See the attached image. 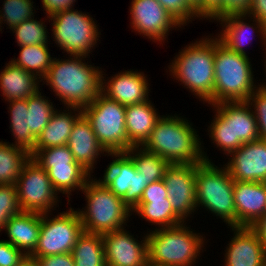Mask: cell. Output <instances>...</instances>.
<instances>
[{
	"label": "cell",
	"mask_w": 266,
	"mask_h": 266,
	"mask_svg": "<svg viewBox=\"0 0 266 266\" xmlns=\"http://www.w3.org/2000/svg\"><path fill=\"white\" fill-rule=\"evenodd\" d=\"M70 60L54 58L43 80L67 107L83 109L101 92L99 67L88 65L86 56L69 55Z\"/></svg>",
	"instance_id": "6da1fadb"
},
{
	"label": "cell",
	"mask_w": 266,
	"mask_h": 266,
	"mask_svg": "<svg viewBox=\"0 0 266 266\" xmlns=\"http://www.w3.org/2000/svg\"><path fill=\"white\" fill-rule=\"evenodd\" d=\"M187 119L163 116L157 122L149 138L142 145L170 164H197L210 162L202 151L201 142Z\"/></svg>",
	"instance_id": "7a4b0ae2"
},
{
	"label": "cell",
	"mask_w": 266,
	"mask_h": 266,
	"mask_svg": "<svg viewBox=\"0 0 266 266\" xmlns=\"http://www.w3.org/2000/svg\"><path fill=\"white\" fill-rule=\"evenodd\" d=\"M214 93L206 102L247 101L257 88L248 56L231 51L214 39Z\"/></svg>",
	"instance_id": "3957f363"
},
{
	"label": "cell",
	"mask_w": 266,
	"mask_h": 266,
	"mask_svg": "<svg viewBox=\"0 0 266 266\" xmlns=\"http://www.w3.org/2000/svg\"><path fill=\"white\" fill-rule=\"evenodd\" d=\"M169 66L178 82L207 102L214 93V39L203 38L184 47Z\"/></svg>",
	"instance_id": "277c9868"
},
{
	"label": "cell",
	"mask_w": 266,
	"mask_h": 266,
	"mask_svg": "<svg viewBox=\"0 0 266 266\" xmlns=\"http://www.w3.org/2000/svg\"><path fill=\"white\" fill-rule=\"evenodd\" d=\"M211 106L216 108L217 114L209 127V136L225 154L230 156L243 144L259 139L256 118L246 101L220 102Z\"/></svg>",
	"instance_id": "5b68a950"
},
{
	"label": "cell",
	"mask_w": 266,
	"mask_h": 266,
	"mask_svg": "<svg viewBox=\"0 0 266 266\" xmlns=\"http://www.w3.org/2000/svg\"><path fill=\"white\" fill-rule=\"evenodd\" d=\"M82 191L86 196L87 209L77 211L85 232L105 234L124 228L132 211L122 198L115 196L100 179L90 177Z\"/></svg>",
	"instance_id": "8992f818"
},
{
	"label": "cell",
	"mask_w": 266,
	"mask_h": 266,
	"mask_svg": "<svg viewBox=\"0 0 266 266\" xmlns=\"http://www.w3.org/2000/svg\"><path fill=\"white\" fill-rule=\"evenodd\" d=\"M185 226L181 223L147 233L148 261L164 266H192L204 240Z\"/></svg>",
	"instance_id": "52a82bcc"
},
{
	"label": "cell",
	"mask_w": 266,
	"mask_h": 266,
	"mask_svg": "<svg viewBox=\"0 0 266 266\" xmlns=\"http://www.w3.org/2000/svg\"><path fill=\"white\" fill-rule=\"evenodd\" d=\"M214 166L211 161L196 164V205L204 206L231 228L237 227L234 180L226 166Z\"/></svg>",
	"instance_id": "ba28073f"
},
{
	"label": "cell",
	"mask_w": 266,
	"mask_h": 266,
	"mask_svg": "<svg viewBox=\"0 0 266 266\" xmlns=\"http://www.w3.org/2000/svg\"><path fill=\"white\" fill-rule=\"evenodd\" d=\"M82 112L91 122L98 142L107 152H126L133 147L126 133L125 105L100 92Z\"/></svg>",
	"instance_id": "9c48e42d"
},
{
	"label": "cell",
	"mask_w": 266,
	"mask_h": 266,
	"mask_svg": "<svg viewBox=\"0 0 266 266\" xmlns=\"http://www.w3.org/2000/svg\"><path fill=\"white\" fill-rule=\"evenodd\" d=\"M73 10L66 9L49 16L53 20V38L68 54L87 57L99 40L100 32L89 14Z\"/></svg>",
	"instance_id": "30bf717a"
},
{
	"label": "cell",
	"mask_w": 266,
	"mask_h": 266,
	"mask_svg": "<svg viewBox=\"0 0 266 266\" xmlns=\"http://www.w3.org/2000/svg\"><path fill=\"white\" fill-rule=\"evenodd\" d=\"M54 217L48 219L47 214H41L38 244L30 257H43L72 252L78 237L84 231L78 211L70 207L68 212H62Z\"/></svg>",
	"instance_id": "8fae6325"
},
{
	"label": "cell",
	"mask_w": 266,
	"mask_h": 266,
	"mask_svg": "<svg viewBox=\"0 0 266 266\" xmlns=\"http://www.w3.org/2000/svg\"><path fill=\"white\" fill-rule=\"evenodd\" d=\"M16 187L22 211L48 214L58 202L47 171L32 158L24 165Z\"/></svg>",
	"instance_id": "7c38bea8"
},
{
	"label": "cell",
	"mask_w": 266,
	"mask_h": 266,
	"mask_svg": "<svg viewBox=\"0 0 266 266\" xmlns=\"http://www.w3.org/2000/svg\"><path fill=\"white\" fill-rule=\"evenodd\" d=\"M114 159L100 180L115 196L132 211L139 203L143 190L148 183L137 173L131 157L126 152H108Z\"/></svg>",
	"instance_id": "4fadbf2b"
},
{
	"label": "cell",
	"mask_w": 266,
	"mask_h": 266,
	"mask_svg": "<svg viewBox=\"0 0 266 266\" xmlns=\"http://www.w3.org/2000/svg\"><path fill=\"white\" fill-rule=\"evenodd\" d=\"M173 212L183 221L197 209L196 164H170L164 173Z\"/></svg>",
	"instance_id": "5bb4252c"
},
{
	"label": "cell",
	"mask_w": 266,
	"mask_h": 266,
	"mask_svg": "<svg viewBox=\"0 0 266 266\" xmlns=\"http://www.w3.org/2000/svg\"><path fill=\"white\" fill-rule=\"evenodd\" d=\"M130 15L135 32L161 43L171 28L182 25L157 0H132Z\"/></svg>",
	"instance_id": "9a60e30c"
},
{
	"label": "cell",
	"mask_w": 266,
	"mask_h": 266,
	"mask_svg": "<svg viewBox=\"0 0 266 266\" xmlns=\"http://www.w3.org/2000/svg\"><path fill=\"white\" fill-rule=\"evenodd\" d=\"M102 237L106 266H145L148 261L146 236L139 243L122 228L102 234Z\"/></svg>",
	"instance_id": "2e32d148"
},
{
	"label": "cell",
	"mask_w": 266,
	"mask_h": 266,
	"mask_svg": "<svg viewBox=\"0 0 266 266\" xmlns=\"http://www.w3.org/2000/svg\"><path fill=\"white\" fill-rule=\"evenodd\" d=\"M226 165L234 181L266 182V140L243 144Z\"/></svg>",
	"instance_id": "e0dca14e"
},
{
	"label": "cell",
	"mask_w": 266,
	"mask_h": 266,
	"mask_svg": "<svg viewBox=\"0 0 266 266\" xmlns=\"http://www.w3.org/2000/svg\"><path fill=\"white\" fill-rule=\"evenodd\" d=\"M103 75L101 73V93L109 99L125 106L149 100V84L143 72L136 70L120 72L108 79L107 83Z\"/></svg>",
	"instance_id": "ac0fdd59"
},
{
	"label": "cell",
	"mask_w": 266,
	"mask_h": 266,
	"mask_svg": "<svg viewBox=\"0 0 266 266\" xmlns=\"http://www.w3.org/2000/svg\"><path fill=\"white\" fill-rule=\"evenodd\" d=\"M237 227H251L266 213V182L234 181Z\"/></svg>",
	"instance_id": "d6986e66"
},
{
	"label": "cell",
	"mask_w": 266,
	"mask_h": 266,
	"mask_svg": "<svg viewBox=\"0 0 266 266\" xmlns=\"http://www.w3.org/2000/svg\"><path fill=\"white\" fill-rule=\"evenodd\" d=\"M234 237L227 246L225 266H266V248L250 227H232Z\"/></svg>",
	"instance_id": "ffe728a7"
},
{
	"label": "cell",
	"mask_w": 266,
	"mask_h": 266,
	"mask_svg": "<svg viewBox=\"0 0 266 266\" xmlns=\"http://www.w3.org/2000/svg\"><path fill=\"white\" fill-rule=\"evenodd\" d=\"M67 146L73 154L75 161L90 174L98 156L103 152L108 153L98 142L91 122L84 114L73 125Z\"/></svg>",
	"instance_id": "44dd1931"
},
{
	"label": "cell",
	"mask_w": 266,
	"mask_h": 266,
	"mask_svg": "<svg viewBox=\"0 0 266 266\" xmlns=\"http://www.w3.org/2000/svg\"><path fill=\"white\" fill-rule=\"evenodd\" d=\"M41 227V214L22 211L10 218L5 231L10 242L26 256L36 249Z\"/></svg>",
	"instance_id": "7402d4cb"
},
{
	"label": "cell",
	"mask_w": 266,
	"mask_h": 266,
	"mask_svg": "<svg viewBox=\"0 0 266 266\" xmlns=\"http://www.w3.org/2000/svg\"><path fill=\"white\" fill-rule=\"evenodd\" d=\"M247 14H234V15H229L226 17H223L221 19H218L219 22L221 21L220 24L223 23V30L222 33L220 32V34L217 36L219 41L221 43H223L227 48H229L231 51H234L238 54H243L247 56L246 51L244 50L245 48H243L245 45V43L251 39V36L254 35L252 34L253 31H257L258 28V32H260L262 35L261 38L262 41L264 39V45L266 46V25L263 24L262 22L258 21L257 19H253V22L255 21V27L246 24V22H244L243 20L247 19ZM245 17V18H244ZM243 19V20H242ZM225 28V29H224ZM255 28V30H254ZM251 30H253L251 32ZM251 35H249L248 33ZM248 41V43H249ZM247 43V44H248Z\"/></svg>",
	"instance_id": "603a6c76"
},
{
	"label": "cell",
	"mask_w": 266,
	"mask_h": 266,
	"mask_svg": "<svg viewBox=\"0 0 266 266\" xmlns=\"http://www.w3.org/2000/svg\"><path fill=\"white\" fill-rule=\"evenodd\" d=\"M160 118L150 100L126 106L125 125L129 142L133 146H142Z\"/></svg>",
	"instance_id": "cb8c5ba5"
},
{
	"label": "cell",
	"mask_w": 266,
	"mask_h": 266,
	"mask_svg": "<svg viewBox=\"0 0 266 266\" xmlns=\"http://www.w3.org/2000/svg\"><path fill=\"white\" fill-rule=\"evenodd\" d=\"M67 111L60 112L56 110L48 124L36 139L34 149H46L49 147L67 145L70 133L76 120L83 114L82 109L77 107H67ZM80 110V111H79ZM77 111L78 114H75ZM74 113L75 115H72Z\"/></svg>",
	"instance_id": "d4e9b609"
},
{
	"label": "cell",
	"mask_w": 266,
	"mask_h": 266,
	"mask_svg": "<svg viewBox=\"0 0 266 266\" xmlns=\"http://www.w3.org/2000/svg\"><path fill=\"white\" fill-rule=\"evenodd\" d=\"M38 79L10 61L0 72V89L8 102L27 99L39 90Z\"/></svg>",
	"instance_id": "484cf974"
},
{
	"label": "cell",
	"mask_w": 266,
	"mask_h": 266,
	"mask_svg": "<svg viewBox=\"0 0 266 266\" xmlns=\"http://www.w3.org/2000/svg\"><path fill=\"white\" fill-rule=\"evenodd\" d=\"M75 266H106L102 234L83 231L71 252Z\"/></svg>",
	"instance_id": "4316f807"
},
{
	"label": "cell",
	"mask_w": 266,
	"mask_h": 266,
	"mask_svg": "<svg viewBox=\"0 0 266 266\" xmlns=\"http://www.w3.org/2000/svg\"><path fill=\"white\" fill-rule=\"evenodd\" d=\"M31 154L13 143L0 142V185H16Z\"/></svg>",
	"instance_id": "83f0119b"
},
{
	"label": "cell",
	"mask_w": 266,
	"mask_h": 266,
	"mask_svg": "<svg viewBox=\"0 0 266 266\" xmlns=\"http://www.w3.org/2000/svg\"><path fill=\"white\" fill-rule=\"evenodd\" d=\"M126 153L131 157L137 173L148 184L163 179L166 169L170 166L167 160L143 146H133Z\"/></svg>",
	"instance_id": "f1b7e54d"
},
{
	"label": "cell",
	"mask_w": 266,
	"mask_h": 266,
	"mask_svg": "<svg viewBox=\"0 0 266 266\" xmlns=\"http://www.w3.org/2000/svg\"><path fill=\"white\" fill-rule=\"evenodd\" d=\"M9 103L10 127L13 133L12 135L16 139L13 145L31 153L34 149L36 138L30 132L26 99L12 100Z\"/></svg>",
	"instance_id": "f546056e"
},
{
	"label": "cell",
	"mask_w": 266,
	"mask_h": 266,
	"mask_svg": "<svg viewBox=\"0 0 266 266\" xmlns=\"http://www.w3.org/2000/svg\"><path fill=\"white\" fill-rule=\"evenodd\" d=\"M21 51L17 59H11L17 66L34 74L42 81L48 73L54 58L51 57L48 44L34 46H20Z\"/></svg>",
	"instance_id": "4dcf8cb0"
},
{
	"label": "cell",
	"mask_w": 266,
	"mask_h": 266,
	"mask_svg": "<svg viewBox=\"0 0 266 266\" xmlns=\"http://www.w3.org/2000/svg\"><path fill=\"white\" fill-rule=\"evenodd\" d=\"M136 211V212H135ZM158 228L176 226L184 223L174 212L168 198L150 199V202H139L132 210Z\"/></svg>",
	"instance_id": "1f68e13d"
},
{
	"label": "cell",
	"mask_w": 266,
	"mask_h": 266,
	"mask_svg": "<svg viewBox=\"0 0 266 266\" xmlns=\"http://www.w3.org/2000/svg\"><path fill=\"white\" fill-rule=\"evenodd\" d=\"M48 173L52 186L57 193L61 192L68 196L76 188L81 189L91 177L90 173L82 166L42 167ZM88 177V178H87Z\"/></svg>",
	"instance_id": "d6a6232c"
},
{
	"label": "cell",
	"mask_w": 266,
	"mask_h": 266,
	"mask_svg": "<svg viewBox=\"0 0 266 266\" xmlns=\"http://www.w3.org/2000/svg\"><path fill=\"white\" fill-rule=\"evenodd\" d=\"M41 95L38 90L26 99L29 113V127L31 134L37 139L56 111L53 103Z\"/></svg>",
	"instance_id": "836d02e7"
},
{
	"label": "cell",
	"mask_w": 266,
	"mask_h": 266,
	"mask_svg": "<svg viewBox=\"0 0 266 266\" xmlns=\"http://www.w3.org/2000/svg\"><path fill=\"white\" fill-rule=\"evenodd\" d=\"M31 158L41 167L81 166L67 145L33 149Z\"/></svg>",
	"instance_id": "e575fe53"
},
{
	"label": "cell",
	"mask_w": 266,
	"mask_h": 266,
	"mask_svg": "<svg viewBox=\"0 0 266 266\" xmlns=\"http://www.w3.org/2000/svg\"><path fill=\"white\" fill-rule=\"evenodd\" d=\"M40 20H34V17L23 21L21 24L13 27L11 30L15 33V38L19 46H34L39 44H48L46 25Z\"/></svg>",
	"instance_id": "d590c367"
},
{
	"label": "cell",
	"mask_w": 266,
	"mask_h": 266,
	"mask_svg": "<svg viewBox=\"0 0 266 266\" xmlns=\"http://www.w3.org/2000/svg\"><path fill=\"white\" fill-rule=\"evenodd\" d=\"M33 8L31 0H4L3 11H0V24L4 21L9 29H12L23 21L34 17Z\"/></svg>",
	"instance_id": "8d00e7d4"
},
{
	"label": "cell",
	"mask_w": 266,
	"mask_h": 266,
	"mask_svg": "<svg viewBox=\"0 0 266 266\" xmlns=\"http://www.w3.org/2000/svg\"><path fill=\"white\" fill-rule=\"evenodd\" d=\"M22 212L16 185H0V231L14 215Z\"/></svg>",
	"instance_id": "74e56055"
},
{
	"label": "cell",
	"mask_w": 266,
	"mask_h": 266,
	"mask_svg": "<svg viewBox=\"0 0 266 266\" xmlns=\"http://www.w3.org/2000/svg\"><path fill=\"white\" fill-rule=\"evenodd\" d=\"M253 105V114L256 118L259 132V139L266 140V92L257 87L246 101Z\"/></svg>",
	"instance_id": "f35d334b"
},
{
	"label": "cell",
	"mask_w": 266,
	"mask_h": 266,
	"mask_svg": "<svg viewBox=\"0 0 266 266\" xmlns=\"http://www.w3.org/2000/svg\"><path fill=\"white\" fill-rule=\"evenodd\" d=\"M183 26L197 17L194 7L187 0H157ZM194 16V17H193Z\"/></svg>",
	"instance_id": "ab89813d"
},
{
	"label": "cell",
	"mask_w": 266,
	"mask_h": 266,
	"mask_svg": "<svg viewBox=\"0 0 266 266\" xmlns=\"http://www.w3.org/2000/svg\"><path fill=\"white\" fill-rule=\"evenodd\" d=\"M26 255L7 240H0V266H18Z\"/></svg>",
	"instance_id": "60d3db41"
},
{
	"label": "cell",
	"mask_w": 266,
	"mask_h": 266,
	"mask_svg": "<svg viewBox=\"0 0 266 266\" xmlns=\"http://www.w3.org/2000/svg\"><path fill=\"white\" fill-rule=\"evenodd\" d=\"M223 0H199V17L217 20L222 18ZM202 17V18H201Z\"/></svg>",
	"instance_id": "b9f144b4"
},
{
	"label": "cell",
	"mask_w": 266,
	"mask_h": 266,
	"mask_svg": "<svg viewBox=\"0 0 266 266\" xmlns=\"http://www.w3.org/2000/svg\"><path fill=\"white\" fill-rule=\"evenodd\" d=\"M251 0H223L222 18L234 14H247Z\"/></svg>",
	"instance_id": "7bdbcfd3"
},
{
	"label": "cell",
	"mask_w": 266,
	"mask_h": 266,
	"mask_svg": "<svg viewBox=\"0 0 266 266\" xmlns=\"http://www.w3.org/2000/svg\"><path fill=\"white\" fill-rule=\"evenodd\" d=\"M168 198L167 189L163 179L148 184L143 190L139 202H150V199Z\"/></svg>",
	"instance_id": "ee69618b"
},
{
	"label": "cell",
	"mask_w": 266,
	"mask_h": 266,
	"mask_svg": "<svg viewBox=\"0 0 266 266\" xmlns=\"http://www.w3.org/2000/svg\"><path fill=\"white\" fill-rule=\"evenodd\" d=\"M32 258L37 260L39 266H75L71 253Z\"/></svg>",
	"instance_id": "f6af8a7d"
},
{
	"label": "cell",
	"mask_w": 266,
	"mask_h": 266,
	"mask_svg": "<svg viewBox=\"0 0 266 266\" xmlns=\"http://www.w3.org/2000/svg\"><path fill=\"white\" fill-rule=\"evenodd\" d=\"M75 0H42L43 8L47 13V18L57 12L73 8Z\"/></svg>",
	"instance_id": "bcb514c9"
},
{
	"label": "cell",
	"mask_w": 266,
	"mask_h": 266,
	"mask_svg": "<svg viewBox=\"0 0 266 266\" xmlns=\"http://www.w3.org/2000/svg\"><path fill=\"white\" fill-rule=\"evenodd\" d=\"M247 16H251V19L255 18L266 25V0H251V7Z\"/></svg>",
	"instance_id": "7dc6e473"
},
{
	"label": "cell",
	"mask_w": 266,
	"mask_h": 266,
	"mask_svg": "<svg viewBox=\"0 0 266 266\" xmlns=\"http://www.w3.org/2000/svg\"><path fill=\"white\" fill-rule=\"evenodd\" d=\"M250 228L257 234L260 242L266 248V213L260 217Z\"/></svg>",
	"instance_id": "c3c4849f"
},
{
	"label": "cell",
	"mask_w": 266,
	"mask_h": 266,
	"mask_svg": "<svg viewBox=\"0 0 266 266\" xmlns=\"http://www.w3.org/2000/svg\"><path fill=\"white\" fill-rule=\"evenodd\" d=\"M18 266H39L36 259L26 256Z\"/></svg>",
	"instance_id": "681fc988"
},
{
	"label": "cell",
	"mask_w": 266,
	"mask_h": 266,
	"mask_svg": "<svg viewBox=\"0 0 266 266\" xmlns=\"http://www.w3.org/2000/svg\"><path fill=\"white\" fill-rule=\"evenodd\" d=\"M187 1L194 7L197 18H199V0H187Z\"/></svg>",
	"instance_id": "f907efd6"
},
{
	"label": "cell",
	"mask_w": 266,
	"mask_h": 266,
	"mask_svg": "<svg viewBox=\"0 0 266 266\" xmlns=\"http://www.w3.org/2000/svg\"><path fill=\"white\" fill-rule=\"evenodd\" d=\"M145 266H164V265H158V264H154V263H152L150 261H147Z\"/></svg>",
	"instance_id": "816d5d0a"
},
{
	"label": "cell",
	"mask_w": 266,
	"mask_h": 266,
	"mask_svg": "<svg viewBox=\"0 0 266 266\" xmlns=\"http://www.w3.org/2000/svg\"><path fill=\"white\" fill-rule=\"evenodd\" d=\"M266 63V61H265ZM265 72H266V64H265ZM265 83H263V85H259V88H261L262 90H264L266 92V84L264 85Z\"/></svg>",
	"instance_id": "f5cc1de1"
}]
</instances>
